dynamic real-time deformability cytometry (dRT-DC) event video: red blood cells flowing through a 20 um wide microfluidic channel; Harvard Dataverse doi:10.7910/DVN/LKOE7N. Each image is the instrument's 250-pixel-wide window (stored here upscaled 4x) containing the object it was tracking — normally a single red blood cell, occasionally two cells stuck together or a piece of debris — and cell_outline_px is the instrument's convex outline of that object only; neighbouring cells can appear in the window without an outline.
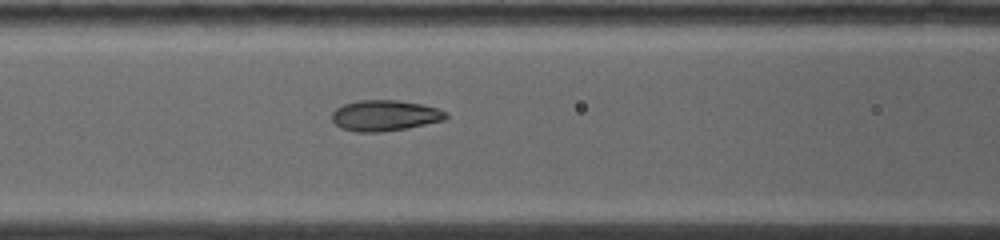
{"species": "common noctule bat (a hibernating species)", "species_latin": "Nyctalus noctula", "temperature_condition": "warm", "stored_images_in_passage": 14, "camera_frame_rate_fps": 5000, "um_per_image_px": 0.085, "animal": {"sex": "female", "body_mass_g": 19.0, "forearm_length_mm": 53.3}, "frame": {"image": 1, "passage_image": 12, "time_ms": 4.4, "image_size_px": [1000, 240], "cell_outline_px": [[448, 116], [444, 120], [408, 128], [380, 132], [356, 132], [340, 128], [332, 120], [332, 112], [336, 108], [344, 104], [360, 100], [400, 100], [420, 104], [436, 108], [444, 112]], "centroid_in_image_um": [32.67, 9.82], "position_along_channel_um": 133.9, "area_um2": 20.4}}
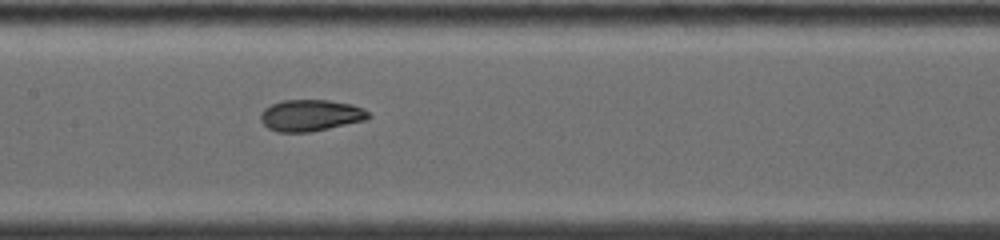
{"frame": {"image": 2, "passage_image": 14, "time_ms": 5.6, "image_size_px": [1000, 240], "cell_outline_px": [[372, 116], [368, 120], [312, 132], [280, 132], [268, 128], [260, 120], [260, 116], [264, 108], [280, 100], [328, 100], [352, 104], [364, 108]], "centroid_in_image_um": [26.44, 9.81], "position_along_channel_um": 181.0, "area_um2": 20.06}}